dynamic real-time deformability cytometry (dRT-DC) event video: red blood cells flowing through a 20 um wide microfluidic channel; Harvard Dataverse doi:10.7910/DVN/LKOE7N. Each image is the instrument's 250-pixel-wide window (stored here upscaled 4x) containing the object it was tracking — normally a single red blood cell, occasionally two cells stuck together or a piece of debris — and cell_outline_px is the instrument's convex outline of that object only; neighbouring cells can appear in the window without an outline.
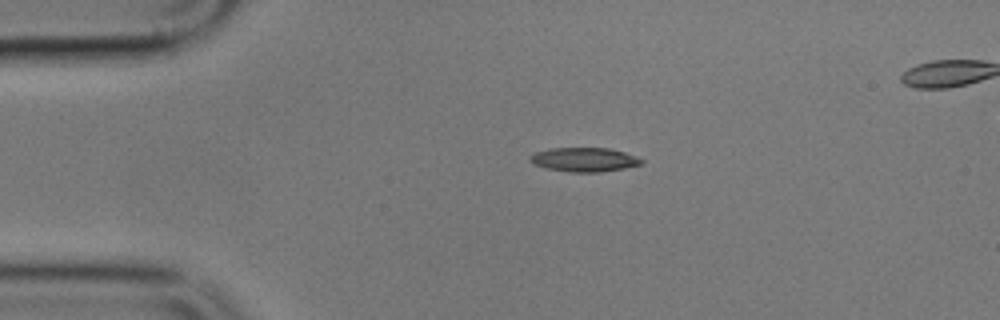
{"species": "common noctule bat (a hibernating species)", "species_latin": "Nyctalus noctula", "temperature_condition": "cold", "stored_images_in_passage": 45, "camera_frame_rate_fps": 3000, "um_per_image_px": 0.085, "animal": {"sex": "male", "body_mass_g": 17.9}, "frame": {"image": 1, "passage_image": 1, "time_ms": 0.0, "image_size_px": [1000, 320], "cell_outline_px": [[644, 164], [624, 168], [600, 172], [572, 172], [544, 168], [528, 160], [536, 152], [548, 148], [608, 148], [624, 152], [636, 156], [644, 160]], "centroid_in_image_um": [49.69, 13.57], "position_along_channel_um": 35.3, "area_um2": 15.61}}
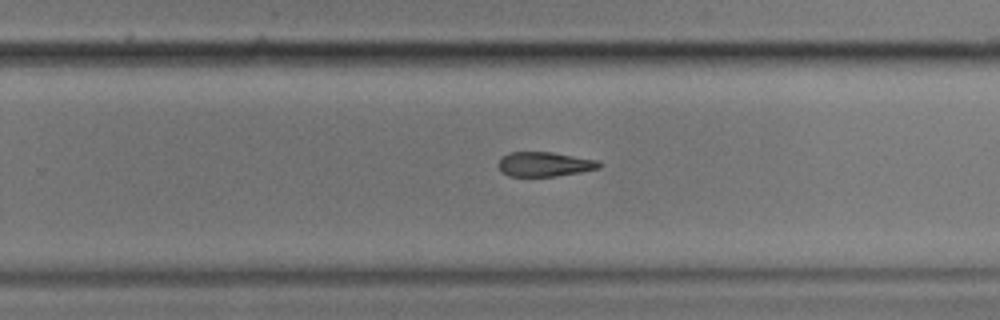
{"frame": {"image": 2, "passage_image": 25, "time_ms": 8.0, "image_size_px": [1000, 320], "cell_outline_px": [[604, 164], [600, 168], [580, 172], [556, 176], [508, 176], [500, 172], [496, 164], [500, 156], [508, 152], [552, 152], [596, 160]], "centroid_in_image_um": [46.22, 13.95], "position_along_channel_um": 283.6, "area_um2": 14.68}}
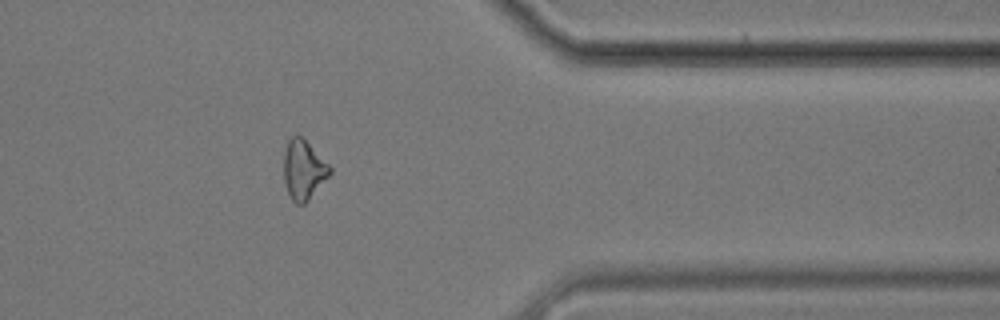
{"frame": {"image": 3, "passage_image": 35, "time_ms": 11.333, "image_size_px": [1000, 320], "cell_outline_px": [[332, 172], [308, 200], [304, 204], [296, 204], [292, 200], [288, 192], [284, 180], [284, 152], [288, 140], [292, 136], [304, 136], [332, 168]], "centroid_in_image_um": [25.81, 14.4], "position_along_channel_um": 385.6, "area_um2": 16.01}}